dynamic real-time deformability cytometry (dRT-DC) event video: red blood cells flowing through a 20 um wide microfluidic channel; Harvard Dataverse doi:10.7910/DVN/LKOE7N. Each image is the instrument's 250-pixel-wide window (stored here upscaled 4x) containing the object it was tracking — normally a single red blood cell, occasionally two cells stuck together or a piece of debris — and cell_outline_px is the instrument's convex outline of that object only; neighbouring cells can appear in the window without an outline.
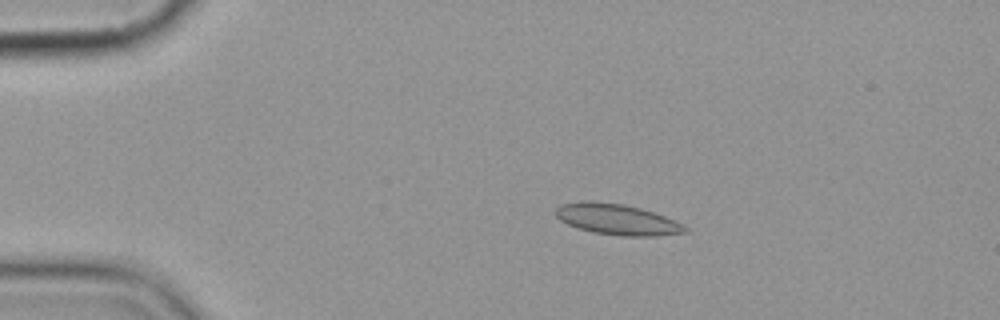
{"species": "common noctule bat (a hibernating species)", "species_latin": "Nyctalus noctula", "temperature_condition": "cold", "stored_images_in_passage": 6, "camera_frame_rate_fps": 3000, "um_per_image_px": 0.085, "animal": {"sex": "female", "body_mass_g": 19.9}, "frame": {"image": 1, "passage_image": 3, "time_ms": 3.333, "image_size_px": [1000, 320], "cell_outline_px": [[688, 232], [660, 236], [620, 236], [592, 232], [576, 228], [560, 220], [556, 216], [556, 208], [560, 204], [588, 200], [624, 204], [640, 208], [664, 216], [684, 224], [688, 228]], "centroid_in_image_um": [52.46, 18.66], "position_along_channel_um": 32.5, "area_um2": 23.41}}
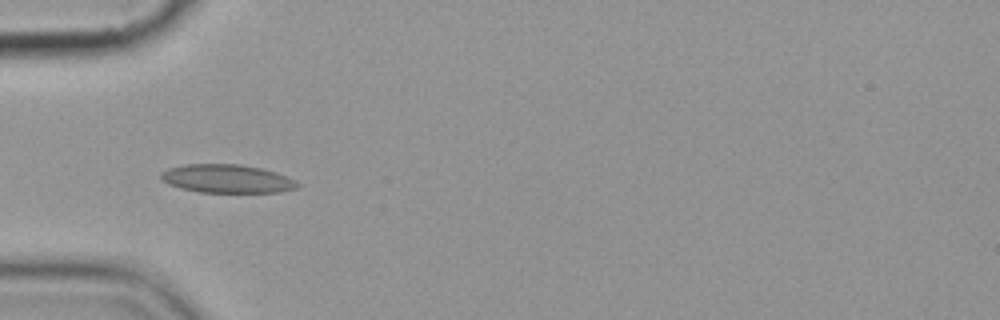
{"frame": {"image": 2, "passage_image": 5, "time_ms": 5.667, "image_size_px": [1000, 320], "cell_outline_px": [[300, 184], [296, 188], [280, 192], [200, 192], [180, 188], [168, 184], [160, 180], [160, 172], [168, 168], [184, 164], [240, 164], [260, 168], [276, 172]], "centroid_in_image_um": [19.22, 15.18], "position_along_channel_um": 65.8, "area_um2": 22.54}}
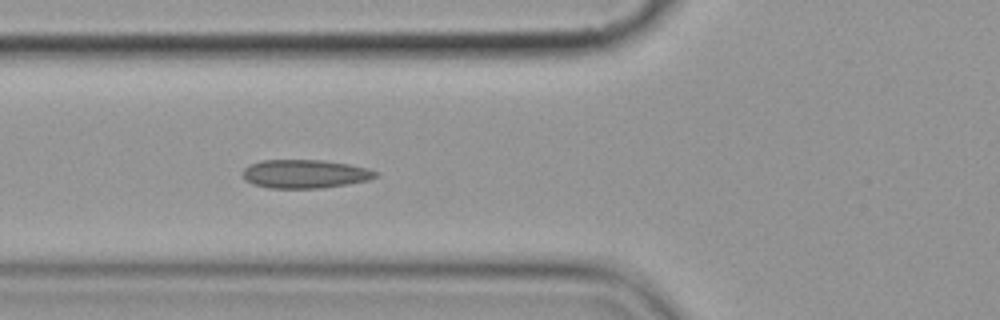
{"frame": {"image": 3, "passage_image": 6, "time_ms": 6.667, "image_size_px": [1000, 320], "cell_outline_px": [[380, 172], [376, 176], [368, 180], [348, 184], [324, 188], [268, 188], [252, 184], [244, 180], [244, 168], [248, 164], [260, 160], [320, 160], [348, 164], [368, 168]], "centroid_in_image_um": [25.91, 14.78], "position_along_channel_um": 99.9, "area_um2": 22.25}}